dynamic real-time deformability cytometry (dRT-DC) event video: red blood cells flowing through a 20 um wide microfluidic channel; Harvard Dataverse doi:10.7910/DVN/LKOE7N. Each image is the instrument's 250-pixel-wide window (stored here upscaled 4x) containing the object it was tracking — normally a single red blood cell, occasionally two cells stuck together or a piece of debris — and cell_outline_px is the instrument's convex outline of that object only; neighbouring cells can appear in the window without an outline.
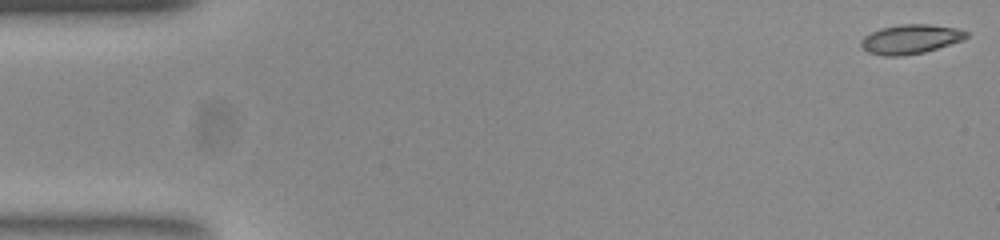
{"species": "common noctule bat (a hibernating species)", "species_latin": "Nyctalus noctula", "temperature_condition": "room temperature", "stored_images_in_passage": 55, "camera_frame_rate_fps": 3000, "um_per_image_px": 0.085, "animal": {"sex": "female", "body_mass_g": 23.0, "forearm_length_mm": 53.4}, "frame": {"image": 1, "passage_image": 1, "time_ms": 0.0, "image_size_px": [1000, 240], "cell_outline_px": [[968, 36], [964, 40], [924, 52], [904, 56], [884, 56], [868, 52], [860, 44], [860, 40], [864, 36], [880, 28], [900, 24], [928, 24], [956, 28], [968, 32]], "centroid_in_image_um": [77.39, 3.33], "position_along_channel_um": 7.6, "area_um2": 18.03}}
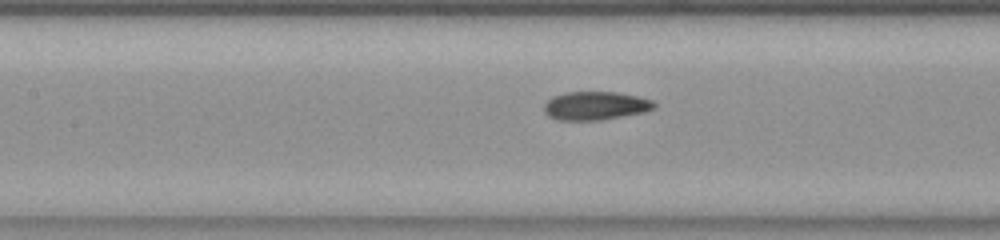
{"frame": {"image": 2, "passage_image": 24, "time_ms": 7.667, "image_size_px": [1000, 240], "cell_outline_px": [[656, 108], [644, 112], [600, 120], [556, 120], [548, 116], [544, 112], [544, 104], [552, 96], [568, 92], [616, 92], [636, 96], [652, 100], [656, 104]], "centroid_in_image_um": [50.6, 8.99], "position_along_channel_um": 156.8, "area_um2": 18.26}}
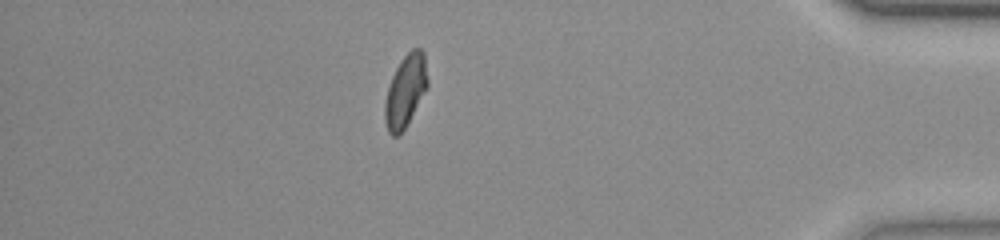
{"frame": {"image": 3, "passage_image": 47, "time_ms": 15.333, "image_size_px": [1000, 240], "cell_outline_px": [[428, 88], [404, 128], [396, 136], [392, 136], [388, 132], [384, 120], [384, 104], [388, 88], [392, 76], [400, 60], [412, 48], [420, 48], [424, 52], [428, 80]], "centroid_in_image_um": [34.47, 7.71], "position_along_channel_um": 400.7, "area_um2": 17.92}, "authors_computed_cell_mechanics": {"area_um2": 18.207, "velocity_mm_per_s": 3.7627, "shape_relaxation_time_tau1_ms": null, "shape_relaxation_time_tau2_ms": 1.6753, "deformation_change_tau1": null, "deformation_change_tau2": 0.0649}}